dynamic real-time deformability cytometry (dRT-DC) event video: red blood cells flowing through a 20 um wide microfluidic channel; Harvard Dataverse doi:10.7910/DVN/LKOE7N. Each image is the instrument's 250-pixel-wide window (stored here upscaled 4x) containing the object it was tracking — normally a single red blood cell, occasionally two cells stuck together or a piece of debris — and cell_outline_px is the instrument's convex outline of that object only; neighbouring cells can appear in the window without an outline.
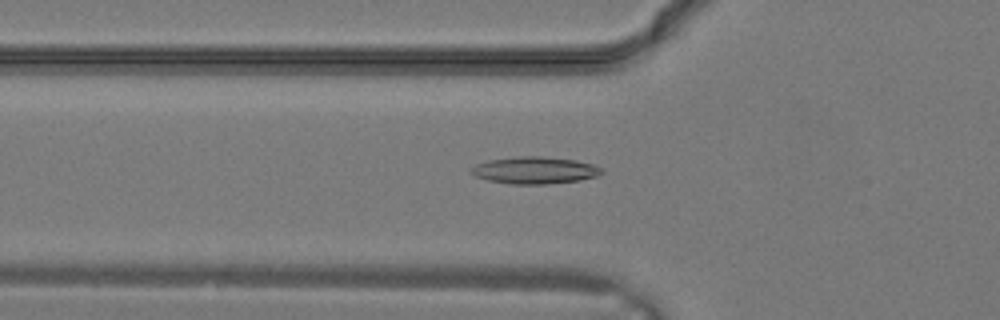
{"species": "common noctule bat (a hibernating species)", "species_latin": "Nyctalus noctula", "temperature_condition": "warm", "stored_images_in_passage": 26, "camera_frame_rate_fps": 3000, "um_per_image_px": 0.085, "animal": {"sex": "male", "body_mass_g": 19.2, "forearm_length_mm": 51.8}, "frame": {"image": 1, "passage_image": 6, "time_ms": 1.667, "image_size_px": [1000, 320], "cell_outline_px": [[604, 172], [596, 176], [580, 180], [548, 184], [512, 184], [488, 180], [476, 176], [468, 168], [476, 164], [488, 160], [520, 156], [540, 156], [576, 160], [592, 164], [604, 168]], "centroid_in_image_um": [45.47, 14.47], "position_along_channel_um": 80.3, "area_um2": 20.58}}
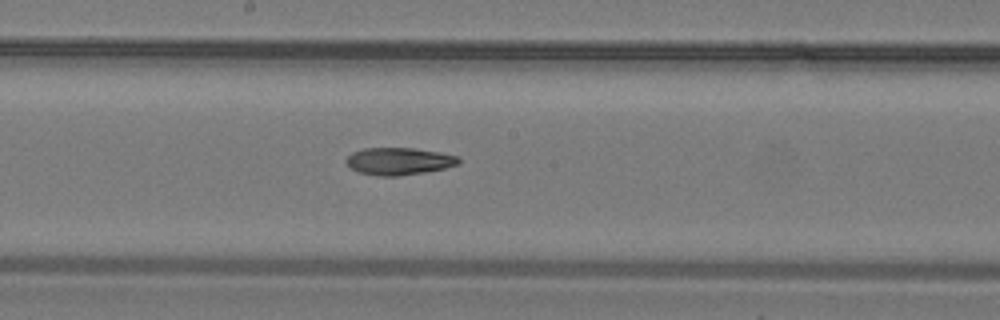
{"frame": {"image": 2, "passage_image": 12, "time_ms": 3.667, "image_size_px": [1000, 320], "cell_outline_px": [[460, 164], [444, 168], [424, 172], [396, 176], [380, 176], [356, 172], [344, 160], [352, 152], [364, 148], [412, 148], [440, 152], [460, 156]], "centroid_in_image_um": [33.91, 13.7], "position_along_channel_um": 214.3, "area_um2": 17.92}}
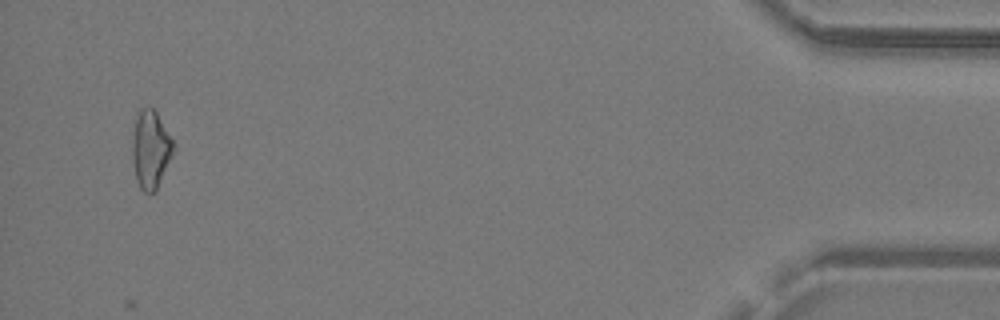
{"frame": {"image": 3, "passage_image": 25, "time_ms": 8.0, "image_size_px": [1000, 320], "cell_outline_px": [[176, 148], [156, 192], [144, 192], [140, 188], [136, 180], [132, 164], [132, 140], [136, 120], [140, 108], [152, 108], [156, 112], [176, 144]], "centroid_in_image_um": [12.82, 12.74], "position_along_channel_um": 422.4, "area_um2": 18.9}}